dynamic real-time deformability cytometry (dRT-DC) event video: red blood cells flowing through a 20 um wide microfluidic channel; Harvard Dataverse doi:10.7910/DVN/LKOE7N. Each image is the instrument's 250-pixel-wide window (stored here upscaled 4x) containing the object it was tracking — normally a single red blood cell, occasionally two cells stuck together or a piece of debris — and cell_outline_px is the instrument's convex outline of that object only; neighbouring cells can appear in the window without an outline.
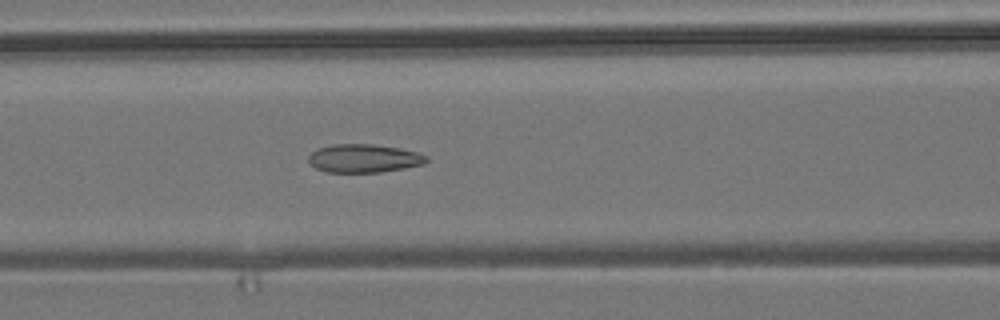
{"species": "common noctule bat (a hibernating species)", "species_latin": "Nyctalus noctula", "temperature_condition": "room temperature", "stored_images_in_passage": 52, "camera_frame_rate_fps": 3000, "um_per_image_px": 0.085, "animal": {"sex": "male", "body_mass_g": 19.2, "forearm_length_mm": 51.8}, "frame": {"image": 1, "passage_image": 21, "time_ms": 6.667, "image_size_px": [1000, 320], "cell_outline_px": [[428, 160], [424, 164], [404, 168], [380, 172], [328, 172], [316, 168], [308, 160], [308, 156], [316, 148], [332, 144], [372, 144], [400, 148], [416, 152], [428, 156]], "centroid_in_image_um": [30.93, 13.45], "position_along_channel_um": 135.7, "area_um2": 19.48}}
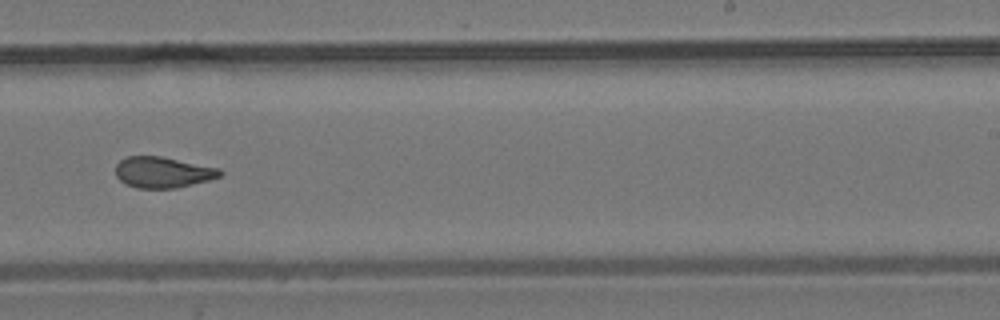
{"frame": {"image": 2, "passage_image": 32, "time_ms": 10.333, "image_size_px": [1000, 320], "cell_outline_px": [[224, 172], [220, 176], [208, 180], [176, 188], [136, 188], [124, 184], [116, 176], [116, 164], [120, 160], [128, 156], [160, 156], [220, 168]], "centroid_in_image_um": [13.82, 14.64], "position_along_channel_um": 275.2, "area_um2": 18.84}}
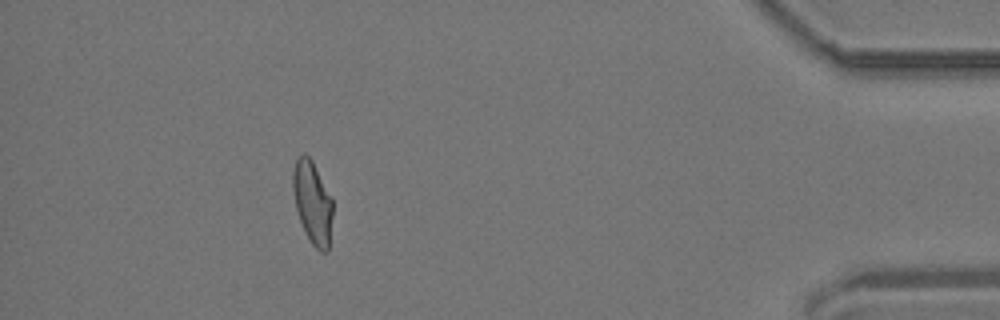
{"frame": {"image": 3, "passage_image": 47, "time_ms": 15.333, "image_size_px": [1000, 320], "cell_outline_px": [[332, 216], [328, 252], [320, 252], [312, 244], [300, 220], [296, 208], [292, 188], [292, 172], [296, 160], [304, 152], [312, 160], [332, 200]], "centroid_in_image_um": [26.55, 17.21], "position_along_channel_um": 408.6, "area_um2": 18.84}, "authors_computed_cell_mechanics": {"area_um2": 19.6809, "velocity_mm_per_s": 3.8138, "shape_relaxation_time_tau1_ms": null, "shape_relaxation_time_tau2_ms": 1.8067, "deformation_change_tau1": null, "deformation_change_tau2": 0.0856}}